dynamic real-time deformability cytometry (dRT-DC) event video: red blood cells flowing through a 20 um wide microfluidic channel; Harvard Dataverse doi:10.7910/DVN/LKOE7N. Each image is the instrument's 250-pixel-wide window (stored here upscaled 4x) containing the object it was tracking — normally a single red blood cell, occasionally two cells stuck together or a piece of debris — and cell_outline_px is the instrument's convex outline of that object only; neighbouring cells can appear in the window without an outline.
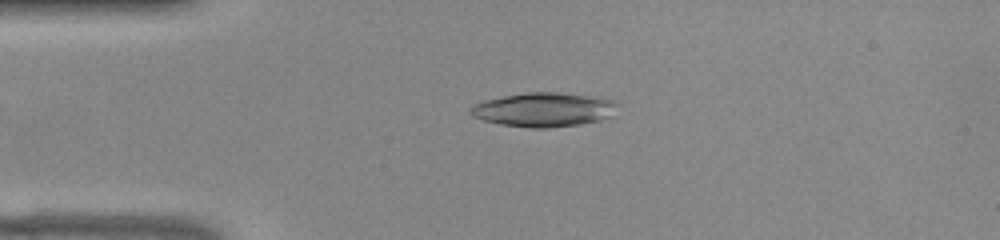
{"species": "common noctule bat (a hibernating species)", "species_latin": "Nyctalus noctula", "temperature_condition": "warm", "stored_images_in_passage": 41, "camera_frame_rate_fps": 3000, "um_per_image_px": 0.085, "animal": {"sex": "female", "body_mass_g": 22.0, "forearm_length_mm": 56.7}, "frame": {"image": 1, "passage_image": 1, "time_ms": 0.0, "image_size_px": [1000, 240], "cell_outline_px": [[616, 104], [612, 116], [600, 120], [580, 124], [548, 128], [532, 128], [500, 124], [484, 120], [472, 116], [468, 112], [476, 104], [484, 100], [504, 96], [528, 92], [556, 92], [612, 100]], "centroid_in_image_um": [46.18, 9.33], "position_along_channel_um": 38.8, "area_um2": 28.73}}
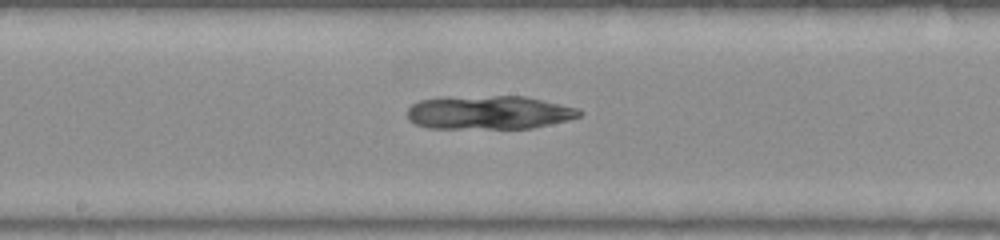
{"frame": {"image": 2, "passage_image": 16, "time_ms": 5.0, "image_size_px": [1000, 240], "cell_outline_px": [[584, 112], [580, 116], [568, 120], [532, 128], [428, 128], [416, 124], [408, 120], [408, 108], [412, 104], [420, 100], [444, 96], [524, 96], [576, 108]], "centroid_in_image_um": [41.52, 9.55], "position_along_channel_um": 206.7, "area_um2": 33.81}}
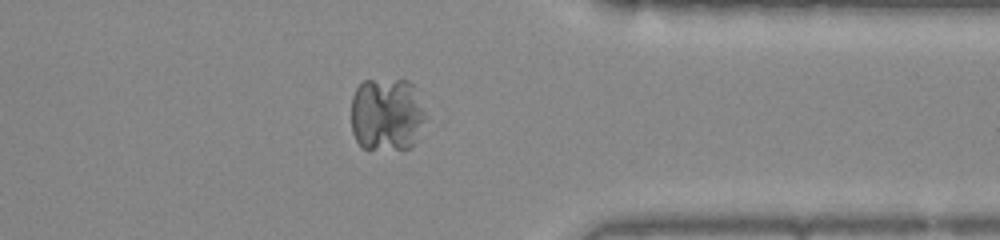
{"frame": {"image": 3, "passage_image": 30, "time_ms": 9.667, "image_size_px": [1000, 240], "cell_outline_px": [[424, 120], [416, 144], [412, 148], [368, 152], [356, 140], [352, 132], [352, 96], [356, 88], [364, 80], [408, 80], [412, 84], [424, 112]], "centroid_in_image_um": [32.85, 9.79], "position_along_channel_um": 378.6, "area_um2": 32.31}}